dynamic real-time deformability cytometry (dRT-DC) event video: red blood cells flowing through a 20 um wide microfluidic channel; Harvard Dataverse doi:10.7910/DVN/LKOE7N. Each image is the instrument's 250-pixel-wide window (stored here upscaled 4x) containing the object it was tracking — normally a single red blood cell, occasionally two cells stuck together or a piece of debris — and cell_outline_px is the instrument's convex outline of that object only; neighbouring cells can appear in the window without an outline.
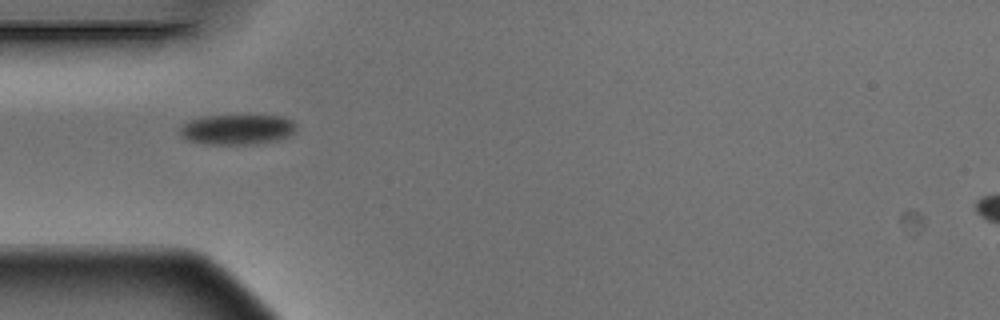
{"species": "Egyptian fruit bat (a non-hibernating species)", "species_latin": "Rousettus aegyptiacus", "temperature_condition": "warm", "stored_images_in_passage": 1, "camera_frame_rate_fps": 3000, "um_per_image_px": 0.085, "animal": {"sex": "male"}, "frame": {"image": 1, "passage_image": 1, "time_ms": 0.0, "image_size_px": [1000, 320], "cell_outline_px": [[296, 128], [288, 136], [276, 140], [252, 144], [204, 144], [188, 140], [180, 136], [180, 124], [188, 120], [200, 116], [284, 116], [292, 120], [296, 124]], "centroid_in_image_um": [20.1, 11.0], "position_along_channel_um": 64.9, "area_um2": 20.52}}